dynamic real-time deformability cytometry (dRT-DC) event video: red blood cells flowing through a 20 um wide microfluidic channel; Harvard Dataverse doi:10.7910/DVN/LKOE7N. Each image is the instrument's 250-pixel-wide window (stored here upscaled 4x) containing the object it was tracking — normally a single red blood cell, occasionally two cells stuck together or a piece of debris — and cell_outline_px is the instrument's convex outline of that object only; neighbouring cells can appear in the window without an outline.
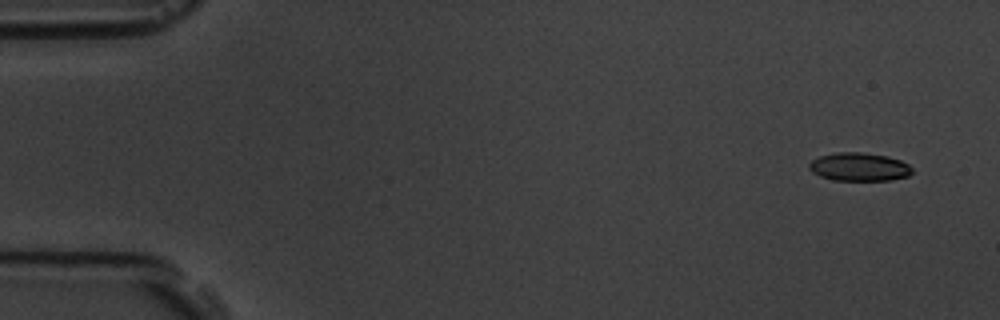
{"species": "common noctule bat (a hibernating species)", "species_latin": "Nyctalus noctula", "temperature_condition": "room temperature", "stored_images_in_passage": 6, "camera_frame_rate_fps": 3000, "um_per_image_px": 0.085, "animal": {"sex": "male", "body_mass_g": 19.5, "forearm_length_mm": 54.6}, "frame": {"image": 1, "passage_image": 1, "time_ms": 0.0, "image_size_px": [1000, 320], "cell_outline_px": [[912, 172], [908, 176], [892, 180], [832, 180], [820, 176], [812, 172], [808, 168], [808, 164], [812, 160], [820, 156], [836, 152], [860, 152], [888, 156], [900, 160], [908, 164], [912, 168]], "centroid_in_image_um": [73.02, 14.18], "position_along_channel_um": 12.0, "area_um2": 17.05}}